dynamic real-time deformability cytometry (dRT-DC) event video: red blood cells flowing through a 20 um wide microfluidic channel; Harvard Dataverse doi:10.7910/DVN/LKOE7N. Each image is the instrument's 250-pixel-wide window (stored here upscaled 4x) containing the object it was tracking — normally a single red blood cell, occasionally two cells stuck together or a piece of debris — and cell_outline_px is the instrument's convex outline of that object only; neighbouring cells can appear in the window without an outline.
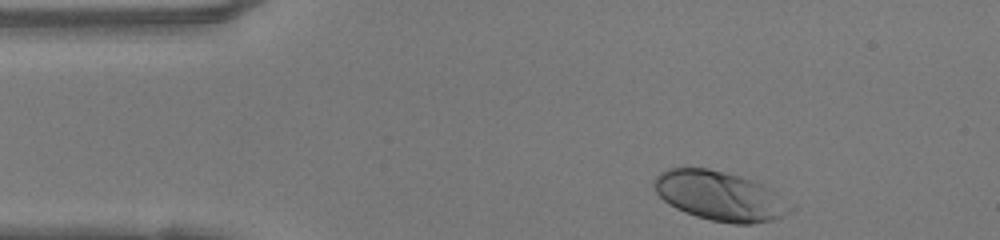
{"species": "human", "species_latin": "Homo sapiens", "temperature_condition": "warm", "stored_images_in_passage": 32, "camera_frame_rate_fps": 3000, "um_per_image_px": 0.085, "donor": {"sex": "female"}, "frame": {"image": 1, "passage_image": 1, "time_ms": 0.0, "image_size_px": [1000, 240], "cell_outline_px": [[796, 208], [792, 212], [772, 220], [752, 224], [736, 224], [712, 220], [696, 216], [684, 212], [668, 204], [656, 192], [656, 176], [660, 172], [668, 168], [708, 168], [740, 176], [760, 184], [768, 188], [796, 204]], "centroid_in_image_um": [61.26, 16.67], "position_along_channel_um": 23.7, "area_um2": 39.13}}
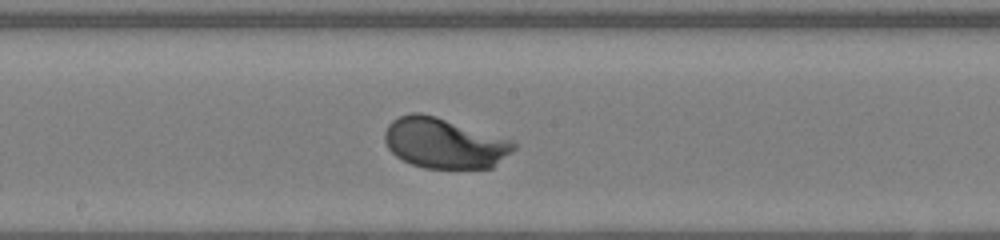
{"frame": {"image": 2, "passage_image": 19, "time_ms": 6.0, "image_size_px": [1000, 240], "cell_outline_px": [[516, 148], [512, 152], [492, 168], [424, 168], [412, 164], [396, 156], [388, 148], [384, 140], [384, 132], [388, 124], [392, 120], [400, 116], [412, 112], [420, 112], [436, 116], [512, 140], [516, 144]], "centroid_in_image_um": [37.75, 12.16], "position_along_channel_um": 210.4, "area_um2": 37.86}}
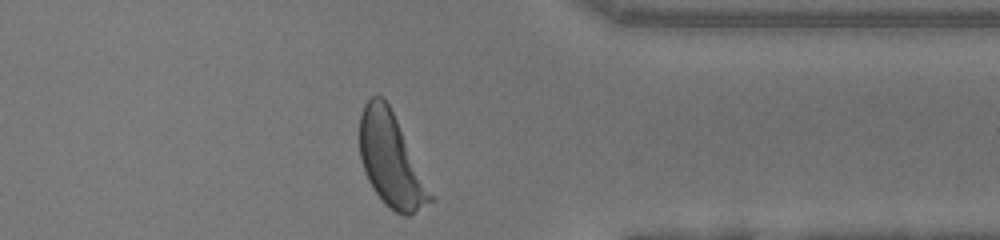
{"frame": {"image": 3, "passage_image": 32, "time_ms": 10.333, "image_size_px": [1000, 240], "cell_outline_px": [[436, 200], [408, 216], [404, 216], [388, 208], [384, 204], [372, 188], [364, 172], [360, 160], [360, 116], [364, 104], [372, 96], [384, 96], [436, 196]], "centroid_in_image_um": [33.27, 13.66], "position_along_channel_um": 378.1, "area_um2": 38.84}, "authors_computed_cell_mechanics": {"area_um2": 37.1365, "velocity_mm_per_s": 4.1485, "shape_relaxation_time_tau1_ms": 1.7392, "shape_relaxation_time_tau2_ms": null, "deformation_change_tau1": 0.1433, "deformation_change_tau2": null}}